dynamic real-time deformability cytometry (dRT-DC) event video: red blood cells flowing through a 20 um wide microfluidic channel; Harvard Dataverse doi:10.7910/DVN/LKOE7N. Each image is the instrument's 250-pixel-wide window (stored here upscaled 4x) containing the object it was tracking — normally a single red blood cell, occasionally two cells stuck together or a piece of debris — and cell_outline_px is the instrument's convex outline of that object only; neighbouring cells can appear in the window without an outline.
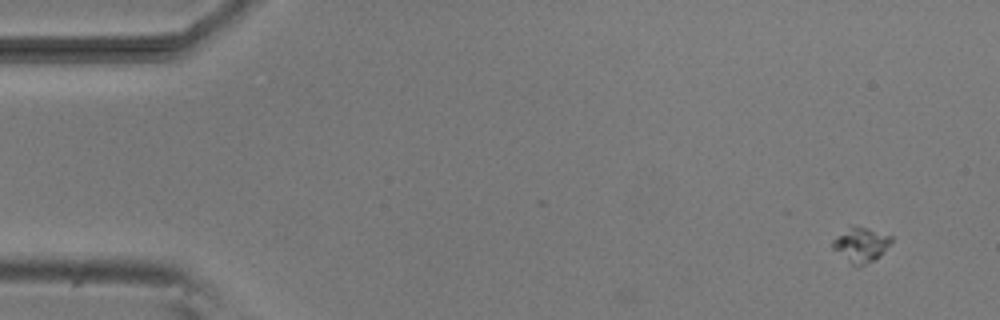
{"species": "common noctule bat (a hibernating species)", "species_latin": "Nyctalus noctula", "temperature_condition": "room temperature", "stored_images_in_passage": 52, "camera_frame_rate_fps": 3000, "um_per_image_px": 0.085, "animal": {"sex": "male", "body_mass_g": 20.5, "forearm_length_mm": 52.5}, "frame": {"image": 1, "passage_image": 1, "time_ms": 0.0, "image_size_px": [1000, 320], "cell_outline_px": [[892, 240], [880, 256], [856, 268], [832, 248], [832, 240], [848, 224], [852, 224], [892, 236]], "centroid_in_image_um": [73.12, 20.78], "position_along_channel_um": 11.9, "area_um2": 11.91}}
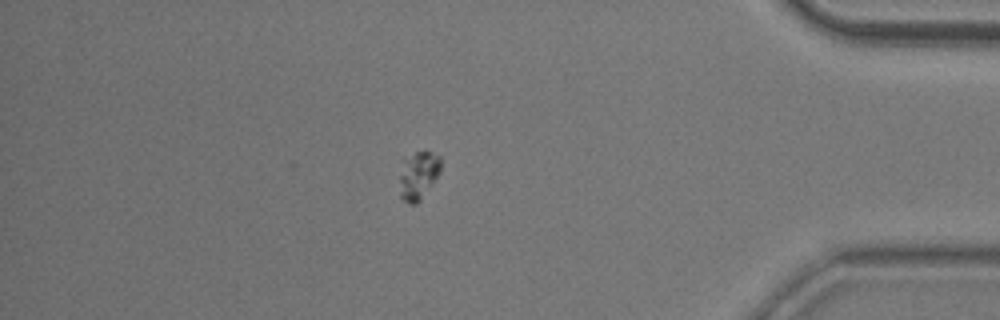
{"frame": {"image": 2, "passage_image": 45, "time_ms": 14.667, "image_size_px": [1000, 320], "cell_outline_px": [[440, 172], [420, 200], [416, 204], [408, 204], [400, 196], [400, 176], [404, 160], [416, 152], [428, 152], [440, 156]], "centroid_in_image_um": [35.56, 14.93], "position_along_channel_um": 399.6, "area_um2": 11.16}}